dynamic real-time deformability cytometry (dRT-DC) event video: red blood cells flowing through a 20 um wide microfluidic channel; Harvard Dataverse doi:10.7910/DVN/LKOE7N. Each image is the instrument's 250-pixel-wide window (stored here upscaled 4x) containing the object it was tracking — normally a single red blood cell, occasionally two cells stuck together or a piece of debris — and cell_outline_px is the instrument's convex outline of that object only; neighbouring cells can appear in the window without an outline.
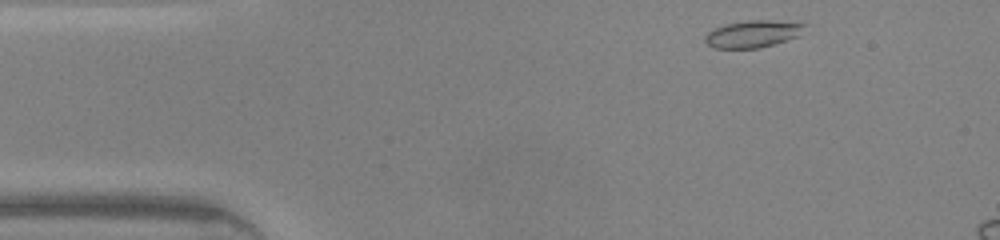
{"species": "common noctule bat (a hibernating species)", "species_latin": "Nyctalus noctula", "temperature_condition": "warm", "stored_images_in_passage": 7, "camera_frame_rate_fps": 3000, "um_per_image_px": 0.085, "animal": {"sex": "male", "body_mass_g": 20.0, "forearm_length_mm": 53.3}, "frame": {"image": 1, "passage_image": 1, "time_ms": 0.0, "image_size_px": [1000, 240], "cell_outline_px": [[808, 24], [800, 36], [760, 48], [712, 48], [704, 40], [704, 36], [708, 32], [716, 28], [728, 24], [748, 20], [768, 20]], "centroid_in_image_um": [64.02, 2.89], "position_along_channel_um": 21.0, "area_um2": 15.66}}